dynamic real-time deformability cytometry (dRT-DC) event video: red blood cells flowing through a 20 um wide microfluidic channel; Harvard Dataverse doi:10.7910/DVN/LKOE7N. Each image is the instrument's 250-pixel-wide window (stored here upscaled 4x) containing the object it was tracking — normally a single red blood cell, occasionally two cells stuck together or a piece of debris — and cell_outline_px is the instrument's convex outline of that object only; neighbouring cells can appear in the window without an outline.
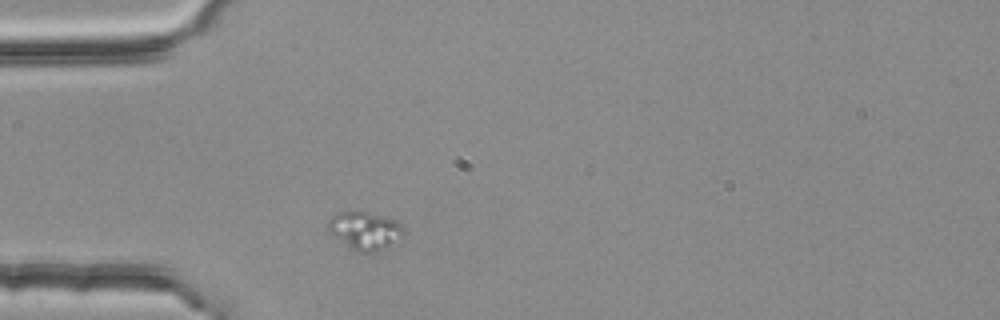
{"species": "common noctule bat (a hibernating species)", "species_latin": "Nyctalus noctula", "temperature_condition": "room temperature", "stored_images_in_passage": 1, "camera_frame_rate_fps": 3000, "um_per_image_px": 0.085, "animal": {"sex": "female", "body_mass_g": 25.1}, "frame": {"image": 1, "passage_image": 1, "time_ms": 0.0, "image_size_px": [1000, 320], "cell_outline_px": [[404, 236], [376, 252], [352, 252], [328, 232], [328, 220], [336, 212], [364, 212], [384, 216], [396, 220], [404, 228]], "centroid_in_image_um": [30.98, 19.62], "position_along_channel_um": 54.0, "area_um2": 16.88}}